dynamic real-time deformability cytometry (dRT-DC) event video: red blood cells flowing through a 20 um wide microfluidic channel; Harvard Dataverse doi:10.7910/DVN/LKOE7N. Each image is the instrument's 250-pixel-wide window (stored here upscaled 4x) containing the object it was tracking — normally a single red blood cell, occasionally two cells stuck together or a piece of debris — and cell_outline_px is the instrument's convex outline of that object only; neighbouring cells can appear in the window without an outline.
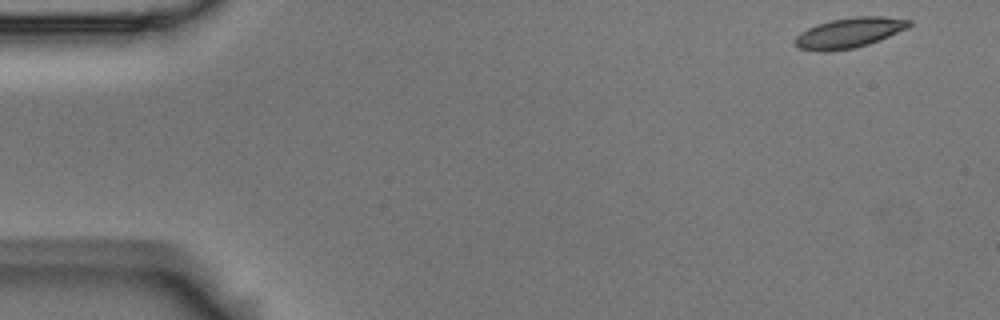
{"species": "Egyptian fruit bat (a non-hibernating species)", "species_latin": "Rousettus aegyptiacus", "temperature_condition": "room temperature", "stored_images_in_passage": 4, "camera_frame_rate_fps": 3000, "um_per_image_px": 0.085, "animal": {"sex": "male"}, "frame": {"image": 1, "passage_image": 1, "time_ms": 0.0, "image_size_px": [1000, 320], "cell_outline_px": [[912, 24], [908, 28], [880, 40], [868, 44], [852, 48], [828, 52], [816, 52], [800, 48], [792, 44], [792, 40], [800, 32], [816, 24], [832, 20], [856, 16], [884, 16], [912, 20]], "centroid_in_image_um": [72.15, 2.79], "position_along_channel_um": 12.8, "area_um2": 20.35}}
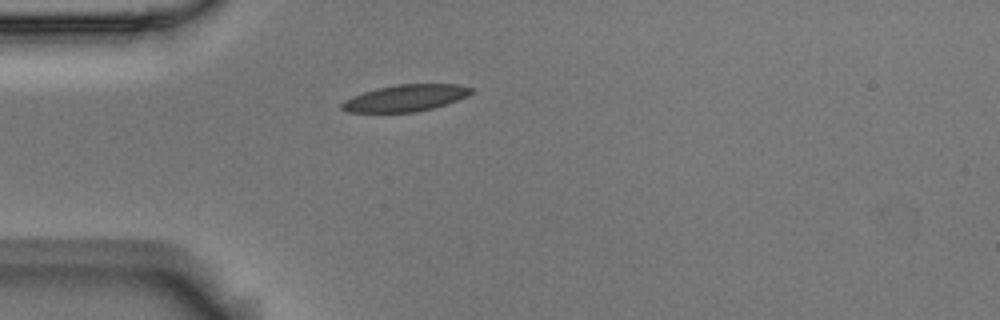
{"frame": {"image": 2, "passage_image": 4, "time_ms": 1.0, "image_size_px": [1000, 320], "cell_outline_px": [[472, 92], [468, 96], [432, 108], [416, 112], [348, 112], [340, 108], [340, 104], [344, 100], [352, 96], [376, 88], [396, 84], [460, 84], [472, 88]], "centroid_in_image_um": [34.44, 8.32], "position_along_channel_um": 50.6, "area_um2": 20.06}}